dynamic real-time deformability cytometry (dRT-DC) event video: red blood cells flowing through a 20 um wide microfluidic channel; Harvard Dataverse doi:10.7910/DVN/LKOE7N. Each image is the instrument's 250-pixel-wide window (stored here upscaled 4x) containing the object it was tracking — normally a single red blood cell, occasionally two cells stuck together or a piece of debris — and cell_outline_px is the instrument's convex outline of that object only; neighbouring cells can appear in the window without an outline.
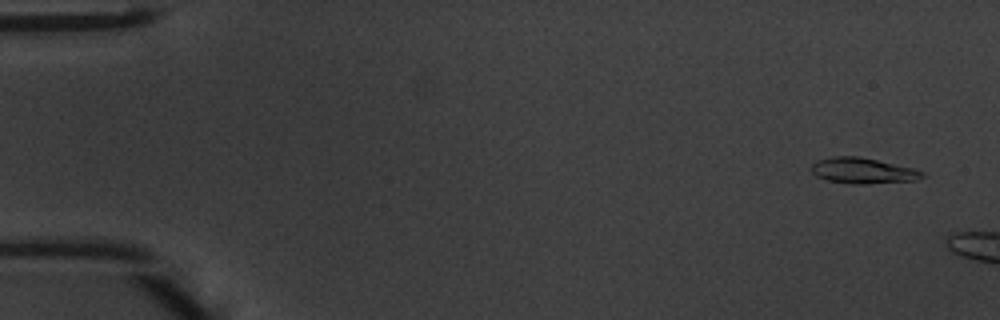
{"species": "common noctule bat (a hibernating species)", "species_latin": "Nyctalus noctula", "temperature_condition": "warm", "stored_images_in_passage": 7, "camera_frame_rate_fps": 3000, "um_per_image_px": 0.085, "animal": {"sex": "male", "body_mass_g": 20.1, "forearm_length_mm": 53.5}, "frame": {"image": 1, "passage_image": 3, "time_ms": 0.667, "image_size_px": [1000, 320], "cell_outline_px": [[924, 176], [916, 180], [864, 184], [852, 184], [828, 180], [816, 176], [812, 172], [812, 164], [816, 160], [832, 156], [856, 156], [876, 160], [912, 168], [924, 172]], "centroid_in_image_um": [73.3, 14.51], "position_along_channel_um": 11.7, "area_um2": 16.42}}